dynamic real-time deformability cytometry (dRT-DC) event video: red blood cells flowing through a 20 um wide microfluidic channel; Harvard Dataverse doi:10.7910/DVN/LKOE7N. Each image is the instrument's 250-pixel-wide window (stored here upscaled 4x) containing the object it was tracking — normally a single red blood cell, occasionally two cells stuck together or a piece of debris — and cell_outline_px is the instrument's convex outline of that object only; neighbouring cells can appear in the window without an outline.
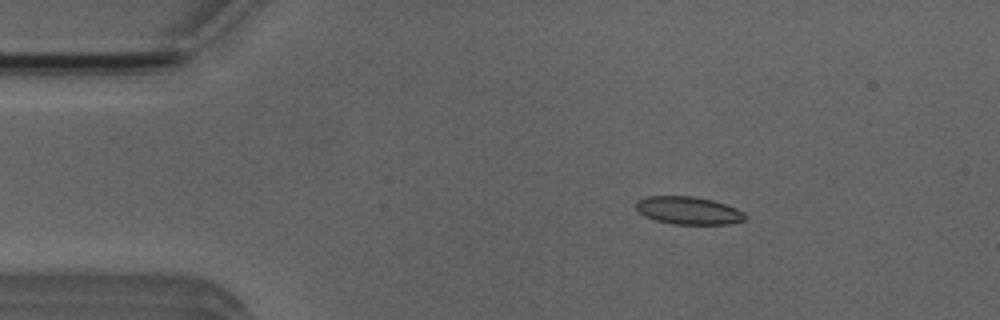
{"species": "Egyptian fruit bat (a non-hibernating species)", "species_latin": "Rousettus aegyptiacus", "temperature_condition": "room temperature", "stored_images_in_passage": 4, "camera_frame_rate_fps": 3000, "um_per_image_px": 0.085, "animal": {"sex": "male"}, "frame": {"image": 1, "passage_image": 3, "time_ms": 2.333, "image_size_px": [1000, 320], "cell_outline_px": [[748, 216], [744, 220], [728, 224], [672, 224], [656, 220], [644, 216], [636, 208], [636, 200], [648, 196], [692, 196], [712, 200], [736, 208], [744, 212]], "centroid_in_image_um": [58.51, 17.89], "position_along_channel_um": 26.5, "area_um2": 17.63}}